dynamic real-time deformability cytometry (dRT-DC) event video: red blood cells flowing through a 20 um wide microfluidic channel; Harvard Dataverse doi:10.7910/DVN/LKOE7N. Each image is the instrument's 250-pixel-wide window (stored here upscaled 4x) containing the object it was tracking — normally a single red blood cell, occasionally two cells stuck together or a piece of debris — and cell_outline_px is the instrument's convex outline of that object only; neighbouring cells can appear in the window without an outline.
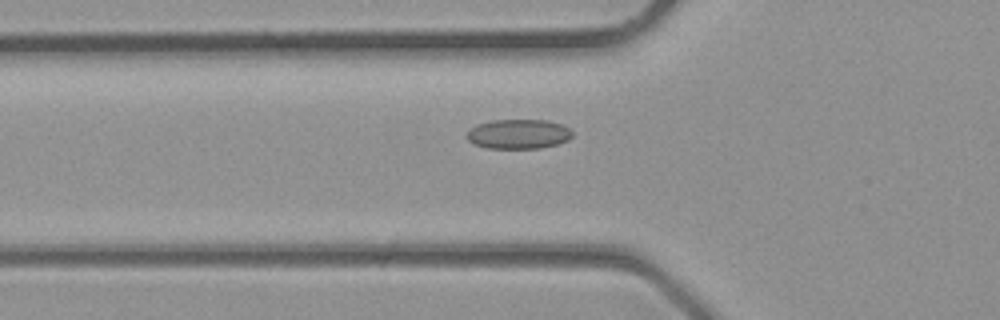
{"species": "common noctule bat (a hibernating species)", "species_latin": "Nyctalus noctula", "temperature_condition": "room temperature", "stored_images_in_passage": 22, "camera_frame_rate_fps": 3000, "um_per_image_px": 0.085, "animal": {"sex": "male", "body_mass_g": 23.1, "forearm_length_mm": 52.7}, "frame": {"image": 1, "passage_image": 2, "time_ms": 0.333, "image_size_px": [1000, 320], "cell_outline_px": [[572, 136], [568, 140], [556, 144], [540, 148], [488, 148], [476, 144], [468, 140], [464, 136], [476, 124], [492, 120], [548, 120], [560, 124], [568, 128], [572, 132]], "centroid_in_image_um": [44.05, 11.39], "position_along_channel_um": 81.7, "area_um2": 18.09}}
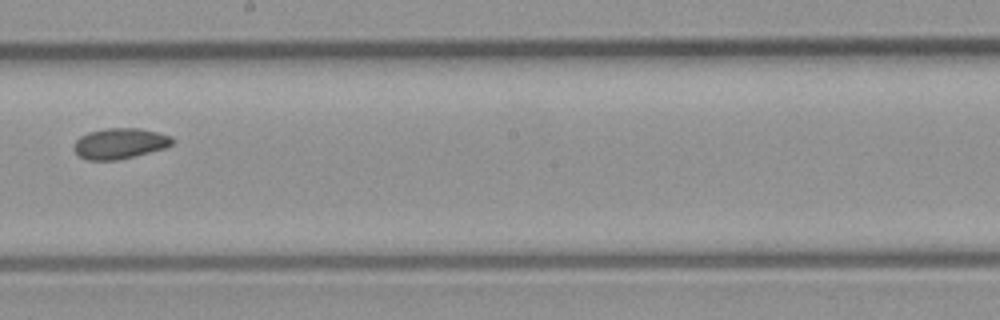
{"frame": {"image": 2, "passage_image": 10, "time_ms": 3.0, "image_size_px": [1000, 320], "cell_outline_px": [[176, 140], [172, 144], [164, 148], [116, 160], [88, 160], [80, 156], [72, 148], [76, 140], [80, 136], [88, 132], [108, 128], [140, 128], [172, 136]], "centroid_in_image_um": [10.18, 12.18], "position_along_channel_um": 238.0, "area_um2": 17.46}}
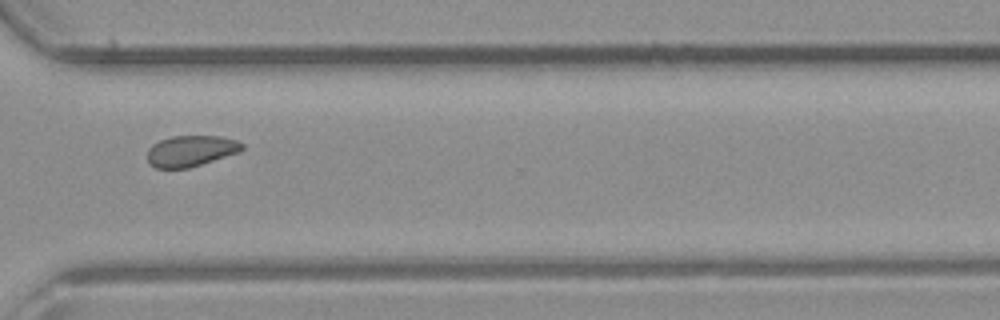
{"frame": {"image": 3, "passage_image": 16, "time_ms": 5.0, "image_size_px": [1000, 320], "cell_outline_px": [[244, 148], [240, 152], [188, 168], [156, 168], [148, 164], [148, 148], [152, 144], [160, 140], [172, 136], [220, 136], [236, 140], [244, 144]], "centroid_in_image_um": [16.22, 12.82], "position_along_channel_um": 354.4, "area_um2": 17.17}}